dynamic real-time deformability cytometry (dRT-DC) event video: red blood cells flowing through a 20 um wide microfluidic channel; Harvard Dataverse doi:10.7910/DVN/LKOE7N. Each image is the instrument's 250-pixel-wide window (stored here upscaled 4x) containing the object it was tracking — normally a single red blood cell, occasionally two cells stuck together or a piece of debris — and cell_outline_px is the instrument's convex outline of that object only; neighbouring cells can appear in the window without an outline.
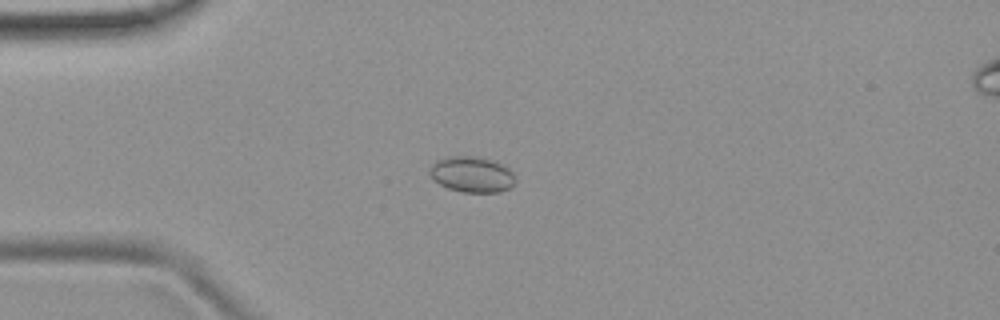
{"species": "common noctule bat (a hibernating species)", "species_latin": "Nyctalus noctula", "temperature_condition": "room temperature", "stored_images_in_passage": 52, "camera_frame_rate_fps": 3000, "um_per_image_px": 0.085, "animal": {"sex": "female", "body_mass_g": 19.9}, "frame": {"image": 1, "passage_image": 13, "time_ms": 4.0, "image_size_px": [1000, 320], "cell_outline_px": [[516, 180], [508, 188], [500, 192], [464, 192], [448, 188], [440, 184], [428, 172], [432, 164], [436, 160], [448, 156], [480, 156], [496, 160], [508, 168], [512, 172]], "centroid_in_image_um": [40.12, 14.8], "position_along_channel_um": 44.9, "area_um2": 17.92}}
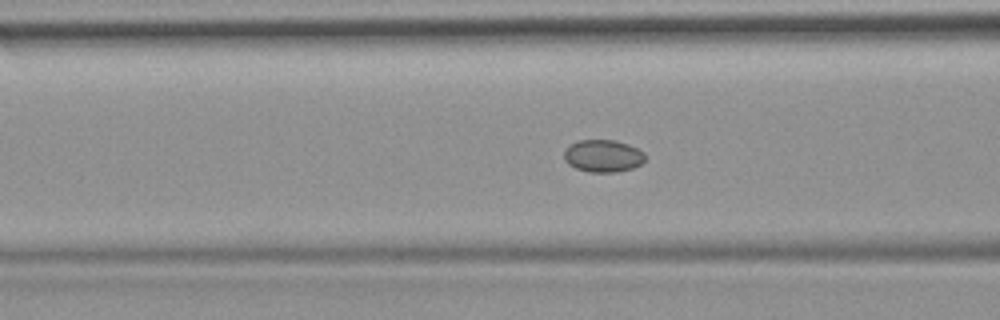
{"frame": {"image": 2, "passage_image": 20, "time_ms": 6.333, "image_size_px": [1000, 320], "cell_outline_px": [[644, 160], [640, 164], [632, 168], [616, 172], [588, 172], [576, 168], [568, 164], [564, 160], [564, 148], [580, 140], [616, 140], [628, 144], [644, 152]], "centroid_in_image_um": [51.23, 13.25], "position_along_channel_um": 115.4, "area_um2": 15.26}}
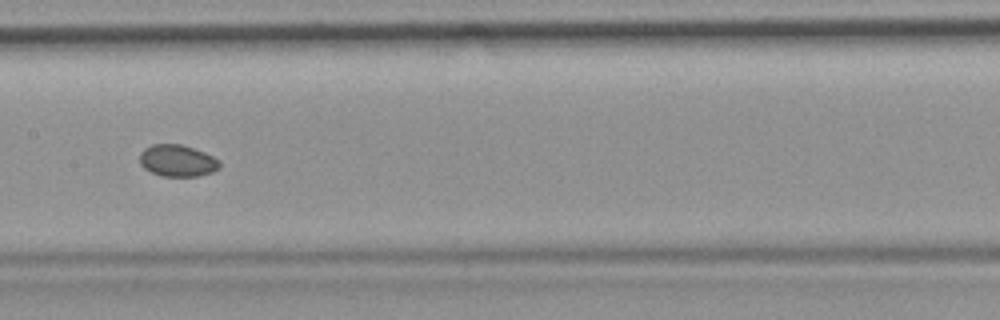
{"frame": {"image": 3, "passage_image": 26, "time_ms": 8.333, "image_size_px": [1000, 320], "cell_outline_px": [[220, 168], [212, 172], [196, 176], [160, 176], [144, 168], [140, 164], [140, 152], [144, 148], [152, 144], [180, 144], [204, 152], [220, 160]], "centroid_in_image_um": [15.07, 13.65], "position_along_channel_um": 192.3, "area_um2": 14.8}}